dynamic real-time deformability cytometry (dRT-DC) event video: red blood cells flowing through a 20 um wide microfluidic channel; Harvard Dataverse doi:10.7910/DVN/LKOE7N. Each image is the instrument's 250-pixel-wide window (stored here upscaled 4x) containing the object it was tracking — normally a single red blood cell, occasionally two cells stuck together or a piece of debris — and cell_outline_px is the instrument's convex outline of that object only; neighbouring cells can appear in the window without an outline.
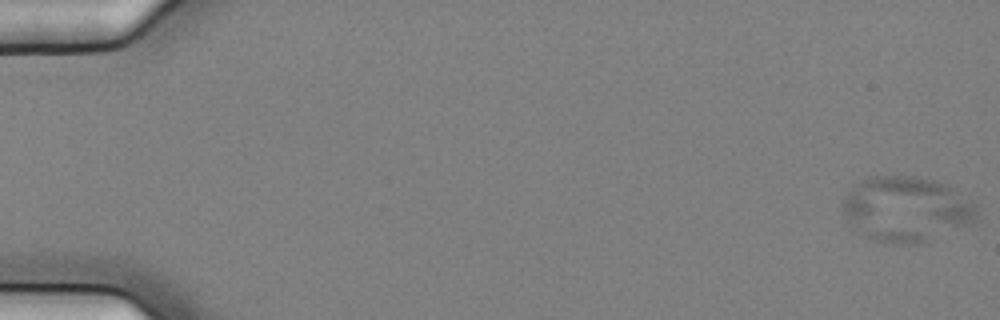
{"species": "common noctule bat (a hibernating species)", "species_latin": "Nyctalus noctula", "temperature_condition": "cold", "stored_images_in_passage": 29, "camera_frame_rate_fps": 3000, "um_per_image_px": 0.085, "animal": {"sex": "female", "body_mass_g": 25.1}, "frame": {"image": 1, "passage_image": 1, "time_ms": 0.0, "image_size_px": [1000, 320], "cell_outline_px": [[976, 224], [916, 244], [904, 244], [880, 240], [868, 236], [860, 232], [848, 220], [840, 204], [848, 192], [856, 184], [868, 176], [916, 176], [936, 180], [948, 184], [972, 200], [976, 204]], "centroid_in_image_um": [77.11, 17.74], "position_along_channel_um": 7.9, "area_um2": 50.98}}
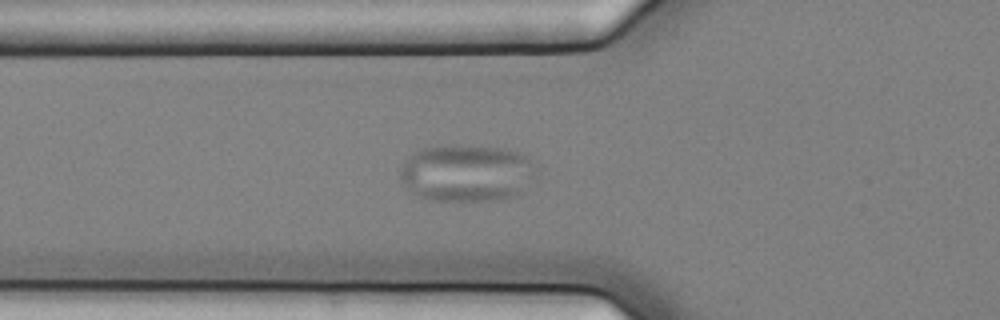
{"frame": {"image": 2, "passage_image": 21, "time_ms": 6.667, "image_size_px": [1000, 320], "cell_outline_px": [[536, 176], [524, 192], [520, 196], [496, 200], [424, 200], [412, 192], [400, 180], [400, 164], [404, 160], [416, 152], [424, 148], [500, 148], [516, 152], [528, 156], [536, 164]], "centroid_in_image_um": [39.73, 14.77], "position_along_channel_um": 86.1, "area_um2": 44.97}}
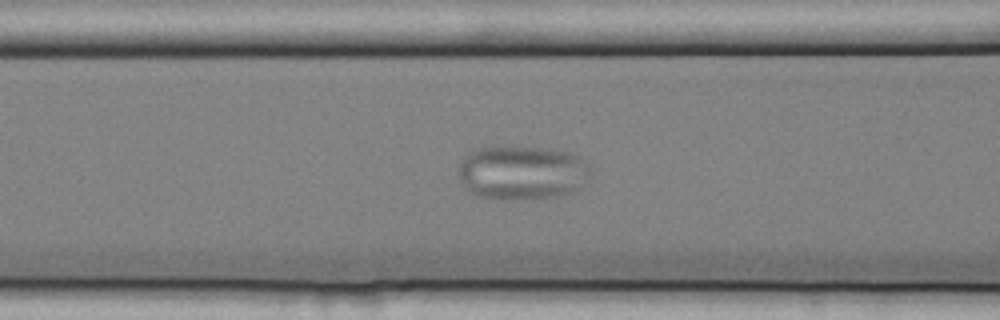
{"frame": {"image": 3, "passage_image": 24, "time_ms": 7.667, "image_size_px": [1000, 320], "cell_outline_px": [[592, 168], [588, 176], [580, 188], [556, 196], [512, 200], [504, 200], [480, 196], [468, 192], [464, 188], [460, 180], [460, 164], [464, 156], [480, 148], [540, 148], [568, 152], [588, 160]], "centroid_in_image_um": [44.4, 14.69], "position_along_channel_um": 122.2, "area_um2": 41.27}}